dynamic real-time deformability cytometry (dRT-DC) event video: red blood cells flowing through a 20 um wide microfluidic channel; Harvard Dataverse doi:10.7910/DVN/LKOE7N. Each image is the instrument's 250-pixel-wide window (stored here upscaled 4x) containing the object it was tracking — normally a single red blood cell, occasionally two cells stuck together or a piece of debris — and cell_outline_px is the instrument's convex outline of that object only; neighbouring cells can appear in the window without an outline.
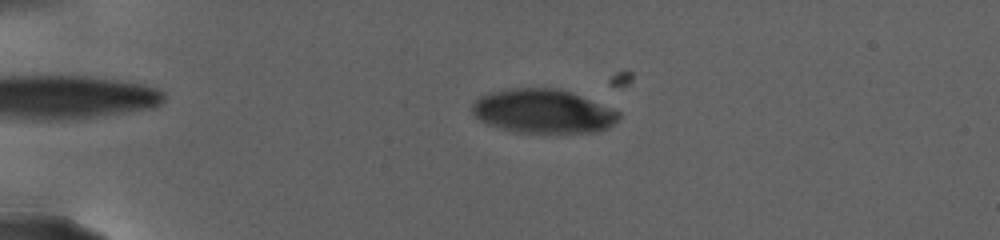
{"species": "human", "species_latin": "Homo sapiens", "temperature_condition": "warm", "stored_images_in_passage": 26, "camera_frame_rate_fps": 3000, "um_per_image_px": 0.085, "donor": {"sex": "female"}, "frame": {"image": 1, "passage_image": 16, "time_ms": 6.333, "image_size_px": [1000, 240], "cell_outline_px": [[620, 116], [608, 128], [596, 132], [516, 132], [488, 124], [480, 120], [472, 112], [472, 104], [480, 96], [488, 92], [508, 88], [556, 88], [572, 92], [612, 108], [620, 112]], "centroid_in_image_um": [46.15, 9.44], "position_along_channel_um": 38.8, "area_um2": 37.4}}
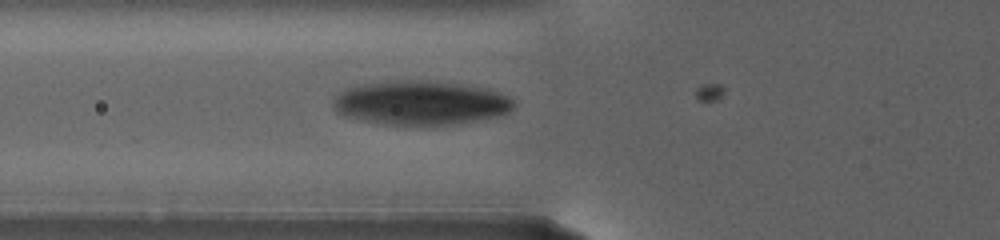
{"frame": {"image": 2, "passage_image": 25, "time_ms": 10.667, "image_size_px": [1000, 240], "cell_outline_px": [[512, 108], [508, 112], [496, 116], [452, 124], [380, 124], [360, 120], [344, 116], [336, 112], [336, 100], [340, 92], [348, 88], [372, 84], [444, 84], [480, 88], [496, 92], [508, 96], [512, 100]], "centroid_in_image_um": [35.75, 8.82], "position_along_channel_um": 90.1, "area_um2": 43.23}}